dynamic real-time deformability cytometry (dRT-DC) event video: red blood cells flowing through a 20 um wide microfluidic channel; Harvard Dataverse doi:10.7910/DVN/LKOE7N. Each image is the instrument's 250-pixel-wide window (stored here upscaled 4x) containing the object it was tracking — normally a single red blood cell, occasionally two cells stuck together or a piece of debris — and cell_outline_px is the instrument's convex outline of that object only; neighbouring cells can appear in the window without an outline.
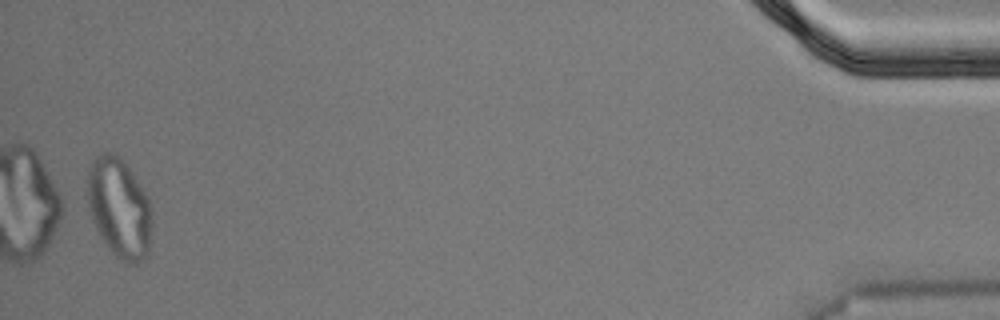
{"species": "Egyptian fruit bat (a non-hibernating species)", "species_latin": "Rousettus aegyptiacus", "temperature_condition": "cold", "stored_images_in_passage": 14, "segment_of_instrument_passage": [2, 2], "camera_frame_rate_fps": 3000, "um_per_image_px": 0.085, "animal": {"sex": "male"}, "frame": {"image": 1, "passage_image": 14, "time_ms": 4.333, "image_size_px": [1000, 320], "cell_outline_px": [[152, 224], [148, 252], [144, 260], [136, 264], [132, 264], [120, 260], [112, 252], [100, 236], [92, 220], [88, 208], [88, 172], [92, 160], [96, 156], [104, 152], [112, 152], [132, 172], [144, 192], [148, 200], [152, 212]], "centroid_in_image_um": [10.14, 17.71], "position_along_channel_um": 425.1, "area_um2": 37.22}}